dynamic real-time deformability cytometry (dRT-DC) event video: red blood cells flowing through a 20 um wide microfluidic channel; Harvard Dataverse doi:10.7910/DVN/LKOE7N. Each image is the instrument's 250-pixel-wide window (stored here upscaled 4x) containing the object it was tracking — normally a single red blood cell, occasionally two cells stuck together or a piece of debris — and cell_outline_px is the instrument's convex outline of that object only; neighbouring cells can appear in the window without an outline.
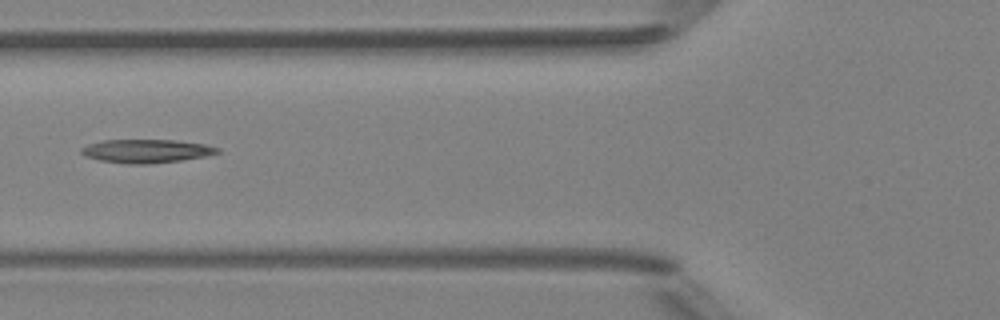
{"species": "Egyptian fruit bat (a non-hibernating species)", "species_latin": "Rousettus aegyptiacus", "temperature_condition": "room temperature", "stored_images_in_passage": 6, "camera_frame_rate_fps": 3000, "um_per_image_px": 0.085, "animal": {"sex": "female"}, "frame": {"image": 1, "passage_image": 6, "time_ms": 5.667, "image_size_px": [1000, 320], "cell_outline_px": [[220, 152], [204, 156], [180, 160], [148, 164], [128, 164], [100, 160], [88, 156], [80, 152], [80, 148], [88, 144], [104, 140], [176, 140], [204, 144], [220, 148]], "centroid_in_image_um": [12.44, 12.83], "position_along_channel_um": 113.4, "area_um2": 18.44}}